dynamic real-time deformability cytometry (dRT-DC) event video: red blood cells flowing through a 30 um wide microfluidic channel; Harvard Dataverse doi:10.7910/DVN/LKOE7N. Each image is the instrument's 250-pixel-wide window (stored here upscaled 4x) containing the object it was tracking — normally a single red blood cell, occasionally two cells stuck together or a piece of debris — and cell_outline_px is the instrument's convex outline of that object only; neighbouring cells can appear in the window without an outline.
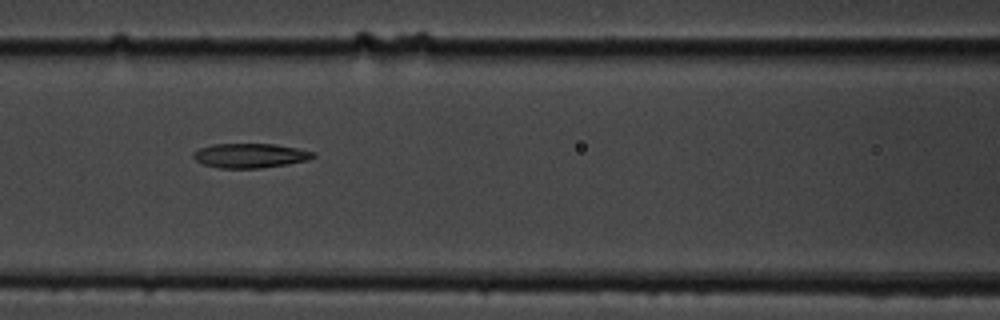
{"species": "common noctule bat (a hibernating species)", "species_latin": "Nyctalus noctula", "temperature_condition": "cold", "stored_images_in_passage": 10, "camera_frame_rate_fps": 3000, "um_per_image_px": 0.085, "animal": {"sex": "male", "body_mass_g": 19.5, "forearm_length_mm": 54.6}, "frame": {"image": 1, "passage_image": 4, "time_ms": 3.333, "image_size_px": [1000, 320], "cell_outline_px": [[316, 156], [308, 160], [288, 164], [260, 168], [220, 168], [204, 164], [196, 160], [192, 156], [192, 152], [200, 148], [212, 144], [276, 144], [316, 152]], "centroid_in_image_um": [21.27, 13.22], "position_along_channel_um": 145.3, "area_um2": 17.11}}
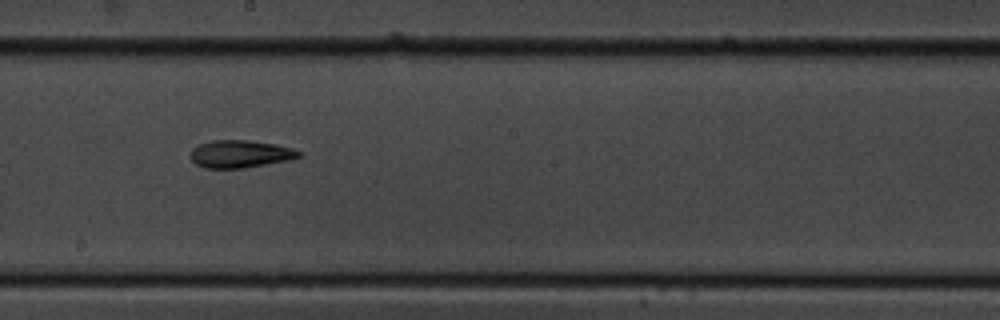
{"frame": {"image": 2, "passage_image": 6, "time_ms": 5.667, "image_size_px": [1000, 320], "cell_outline_px": [[300, 156], [288, 160], [244, 168], [204, 168], [196, 164], [188, 156], [192, 148], [200, 144], [212, 140], [248, 140], [276, 144], [292, 148], [300, 152]], "centroid_in_image_um": [20.37, 13.08], "position_along_channel_um": 227.8, "area_um2": 17.4}}
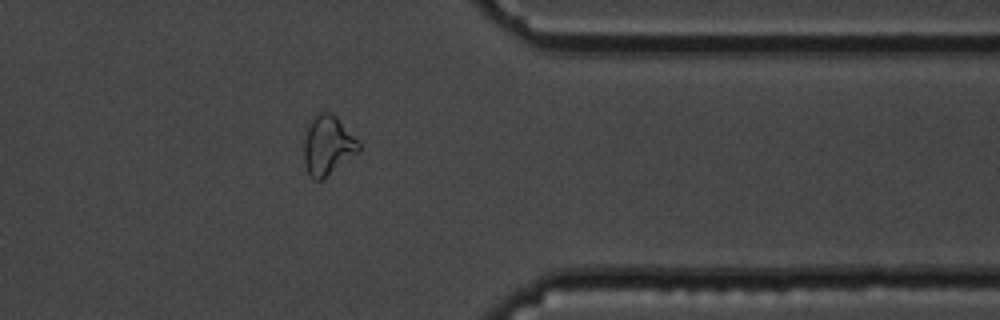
{"frame": {"image": 3, "passage_image": 10, "time_ms": 10.333, "image_size_px": [1000, 320], "cell_outline_px": [[360, 152], [320, 180], [312, 180], [304, 164], [304, 140], [308, 128], [312, 120], [320, 112], [332, 112], [336, 116], [360, 144]], "centroid_in_image_um": [27.86, 12.38], "position_along_channel_um": 383.5, "area_um2": 18.61}, "authors_computed_cell_mechanics": {"area_um2": 17.4845, "velocity_mm_per_s": 3.5398, "shape_relaxation_time_tau1_ms": 3.1256, "shape_relaxation_time_tau2_ms": 6.8001, "deformation_change_tau1": 0.0948, "deformation_change_tau2": 0.1675}}